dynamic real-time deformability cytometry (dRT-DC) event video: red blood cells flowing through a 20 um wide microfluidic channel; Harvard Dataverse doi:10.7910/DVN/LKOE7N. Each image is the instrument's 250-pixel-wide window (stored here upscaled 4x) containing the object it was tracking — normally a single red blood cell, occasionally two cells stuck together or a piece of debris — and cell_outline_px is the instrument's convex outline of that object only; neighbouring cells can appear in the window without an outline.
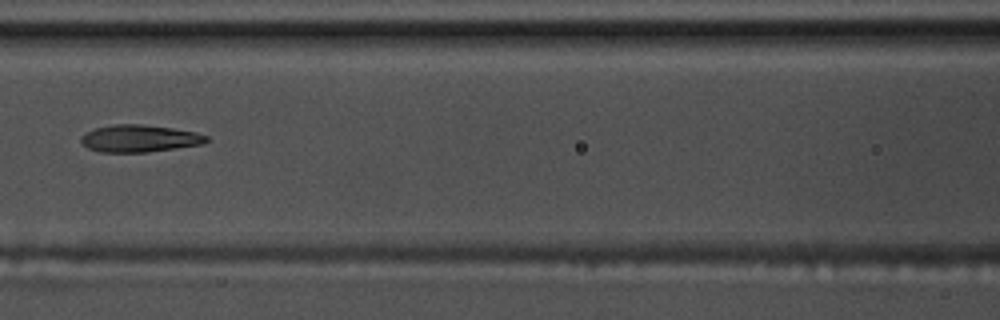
{"species": "common noctule bat (a hibernating species)", "species_latin": "Nyctalus noctula", "temperature_condition": "warm", "stored_images_in_passage": 4, "camera_frame_rate_fps": 3000, "um_per_image_px": 0.085, "animal": {"sex": "male", "body_mass_g": 17.5, "forearm_length_mm": 52.3}, "frame": {"image": 1, "passage_image": 4, "time_ms": 1.0, "image_size_px": [1000, 320], "cell_outline_px": [[212, 140], [204, 144], [148, 152], [100, 152], [88, 148], [80, 140], [80, 136], [96, 128], [116, 124], [140, 124], [172, 128], [196, 132], [208, 136]], "centroid_in_image_um": [11.91, 11.77], "position_along_channel_um": 154.7, "area_um2": 19.88}}